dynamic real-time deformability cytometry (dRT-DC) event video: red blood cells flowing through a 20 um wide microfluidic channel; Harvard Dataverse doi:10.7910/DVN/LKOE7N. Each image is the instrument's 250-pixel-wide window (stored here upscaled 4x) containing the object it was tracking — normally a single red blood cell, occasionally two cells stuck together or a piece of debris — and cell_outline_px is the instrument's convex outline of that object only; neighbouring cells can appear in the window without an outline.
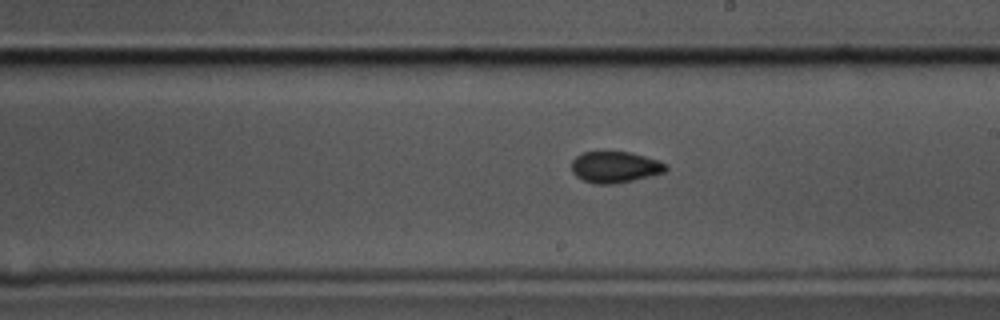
{"species": "common noctule bat (a hibernating species)", "species_latin": "Nyctalus noctula", "temperature_condition": "cold", "stored_images_in_passage": 58, "camera_frame_rate_fps": 3000, "um_per_image_px": 0.085, "animal": {"sex": "male", "body_mass_g": 17.5, "forearm_length_mm": 52.3}, "frame": {"image": 1, "passage_image": 33, "time_ms": 10.667, "image_size_px": [1000, 320], "cell_outline_px": [[668, 168], [664, 172], [616, 184], [596, 184], [584, 180], [576, 176], [572, 172], [572, 160], [576, 156], [584, 152], [628, 152], [644, 156], [668, 164]], "centroid_in_image_um": [52.26, 14.2], "position_along_channel_um": 236.7, "area_um2": 16.99}}
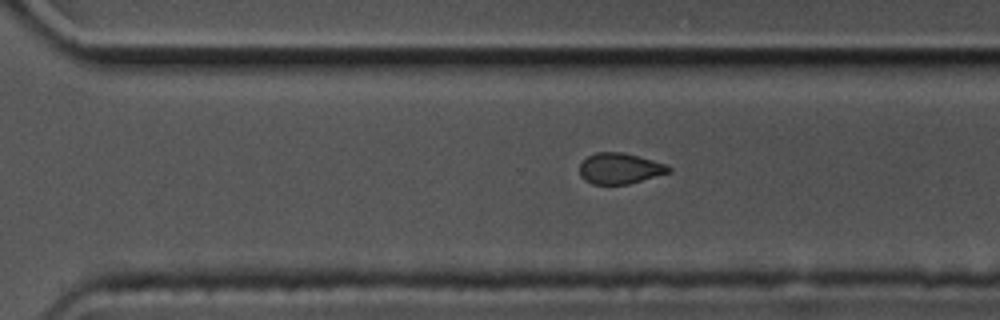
{"frame": {"image": 2, "passage_image": 40, "time_ms": 13.0, "image_size_px": [1000, 320], "cell_outline_px": [[672, 172], [628, 184], [592, 184], [584, 180], [580, 176], [580, 164], [588, 156], [596, 152], [624, 152], [668, 164], [672, 168]], "centroid_in_image_um": [52.72, 14.32], "position_along_channel_um": 317.9, "area_um2": 16.18}}
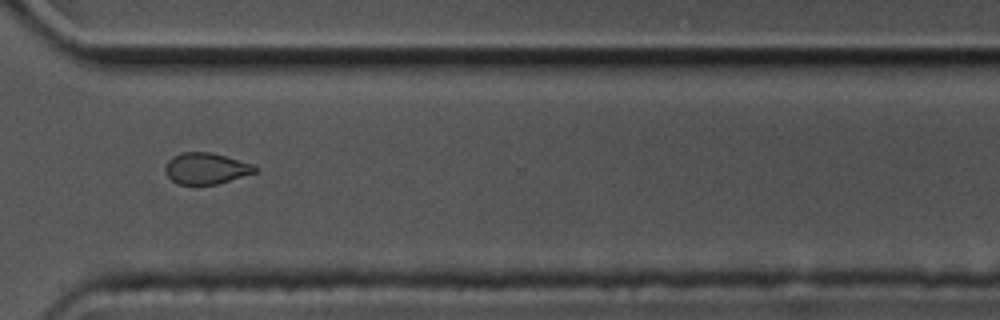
{"frame": {"image": 3, "passage_image": 43, "time_ms": 14.0, "image_size_px": [1000, 320], "cell_outline_px": [[260, 168], [256, 172], [216, 184], [180, 184], [172, 180], [168, 176], [164, 168], [168, 160], [172, 156], [180, 152], [212, 152], [252, 164]], "centroid_in_image_um": [17.5, 14.3], "position_along_channel_um": 353.1, "area_um2": 16.24}, "authors_computed_cell_mechanics": {"area_um2": 17.0799, "velocity_mm_per_s": 3.4832, "shape_relaxation_time_tau1_ms": 8.285, "shape_relaxation_time_tau2_ms": 3.2413, "deformation_change_tau1": 0.1025, "deformation_change_tau2": 0.0783}}